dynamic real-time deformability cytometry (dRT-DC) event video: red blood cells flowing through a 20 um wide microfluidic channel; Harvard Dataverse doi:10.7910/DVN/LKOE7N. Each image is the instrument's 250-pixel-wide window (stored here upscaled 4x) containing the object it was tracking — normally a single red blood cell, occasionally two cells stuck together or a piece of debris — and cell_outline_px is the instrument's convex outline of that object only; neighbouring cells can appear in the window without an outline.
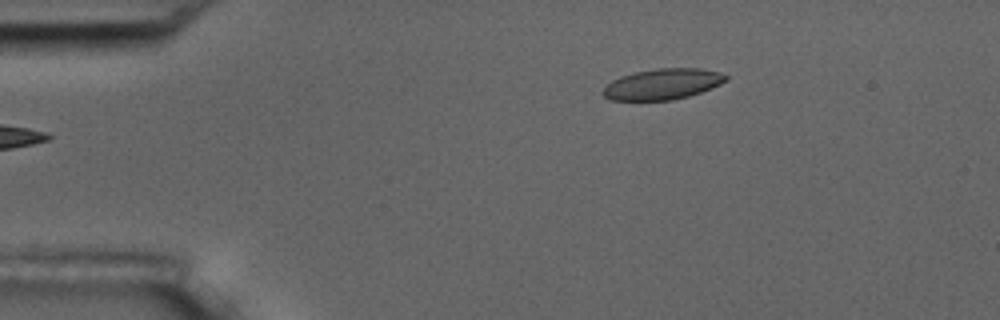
{"species": "common noctule bat (a hibernating species)", "species_latin": "Nyctalus noctula", "temperature_condition": "room temperature", "stored_images_in_passage": 3, "camera_frame_rate_fps": 3000, "um_per_image_px": 0.085, "animal": {"sex": "male", "body_mass_g": 17.5, "forearm_length_mm": 52.3}, "frame": {"image": 1, "passage_image": 1, "time_ms": 0.0, "image_size_px": [1000, 320], "cell_outline_px": [[728, 80], [712, 88], [688, 96], [672, 100], [612, 100], [604, 96], [600, 92], [612, 80], [620, 76], [636, 72], [656, 68], [700, 68], [716, 72], [728, 76]], "centroid_in_image_um": [56.31, 7.15], "position_along_channel_um": 28.7, "area_um2": 21.96}}